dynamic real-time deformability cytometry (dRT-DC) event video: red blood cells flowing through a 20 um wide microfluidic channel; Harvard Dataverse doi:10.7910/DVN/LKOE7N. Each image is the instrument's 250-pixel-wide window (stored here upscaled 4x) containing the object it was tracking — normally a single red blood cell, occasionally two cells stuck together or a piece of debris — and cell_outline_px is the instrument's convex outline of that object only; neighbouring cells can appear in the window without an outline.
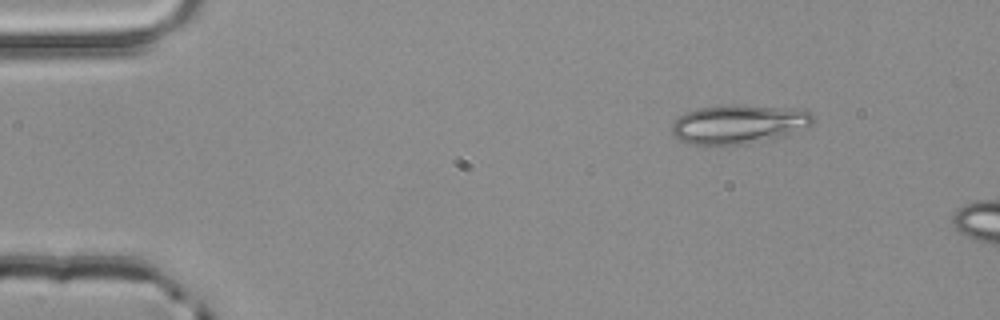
{"species": "common noctule bat (a hibernating species)", "species_latin": "Nyctalus noctula", "temperature_condition": "room temperature", "stored_images_in_passage": 2, "camera_frame_rate_fps": 3000, "um_per_image_px": 0.085, "animal": {"sex": "male", "body_mass_g": 20.4}, "frame": {"image": 1, "passage_image": 1, "time_ms": 0.0, "image_size_px": [1000, 320], "cell_outline_px": [[816, 116], [812, 124], [784, 136], [740, 144], [692, 144], [680, 140], [672, 132], [672, 124], [680, 116], [688, 112], [700, 108], [724, 104], [740, 104], [792, 108], [812, 112]], "centroid_in_image_um": [62.83, 10.52], "position_along_channel_um": 22.2, "area_um2": 31.91}}